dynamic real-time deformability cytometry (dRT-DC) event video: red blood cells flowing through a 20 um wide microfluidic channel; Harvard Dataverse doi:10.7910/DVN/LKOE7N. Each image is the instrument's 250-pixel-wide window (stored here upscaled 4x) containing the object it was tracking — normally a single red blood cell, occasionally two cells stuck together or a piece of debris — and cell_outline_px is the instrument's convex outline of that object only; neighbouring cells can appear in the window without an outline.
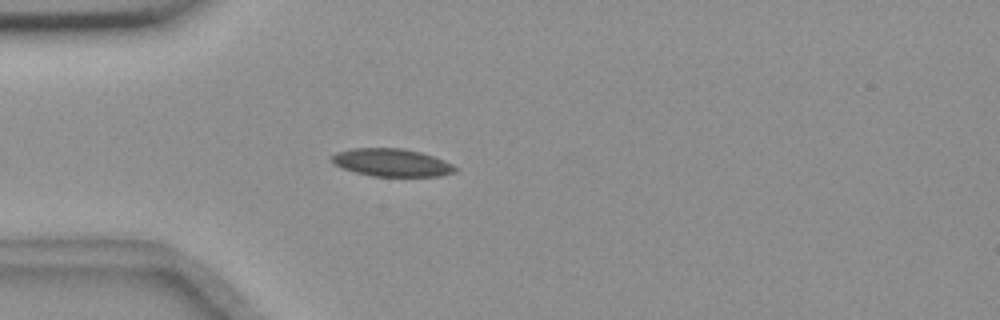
{"species": "common noctule bat (a hibernating species)", "species_latin": "Nyctalus noctula", "temperature_condition": "room temperature", "stored_images_in_passage": 4, "camera_frame_rate_fps": 3000, "um_per_image_px": 0.085, "animal": {"sex": "female", "body_mass_g": 18.4}, "frame": {"image": 1, "passage_image": 3, "time_ms": 3.333, "image_size_px": [1000, 320], "cell_outline_px": [[456, 172], [440, 176], [372, 176], [356, 172], [344, 168], [336, 164], [332, 160], [332, 156], [336, 152], [352, 148], [404, 148], [420, 152], [444, 160], [452, 164], [456, 168]], "centroid_in_image_um": [33.32, 13.81], "position_along_channel_um": 51.7, "area_um2": 19.77}}